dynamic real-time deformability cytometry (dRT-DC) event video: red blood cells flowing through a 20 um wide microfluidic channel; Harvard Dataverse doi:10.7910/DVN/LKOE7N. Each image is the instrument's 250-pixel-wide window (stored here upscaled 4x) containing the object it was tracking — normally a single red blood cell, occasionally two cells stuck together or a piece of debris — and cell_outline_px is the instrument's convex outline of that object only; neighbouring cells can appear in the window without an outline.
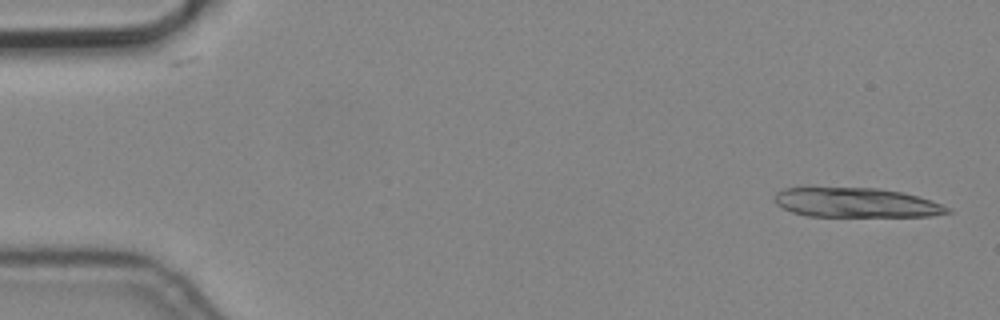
{"species": "common noctule bat (a hibernating species)", "species_latin": "Nyctalus noctula", "temperature_condition": "cold", "stored_images_in_passage": 6, "camera_frame_rate_fps": 3000, "um_per_image_px": 0.085, "animal": {"sex": "male", "body_mass_g": 19.2, "forearm_length_mm": 51.8}, "frame": {"image": 1, "passage_image": 1, "time_ms": 0.0, "image_size_px": [1000, 320], "cell_outline_px": [[952, 212], [932, 216], [808, 216], [792, 212], [776, 204], [776, 192], [784, 188], [876, 188], [900, 192], [932, 200], [952, 208]], "centroid_in_image_um": [72.82, 17.23], "position_along_channel_um": 12.2, "area_um2": 29.54}}